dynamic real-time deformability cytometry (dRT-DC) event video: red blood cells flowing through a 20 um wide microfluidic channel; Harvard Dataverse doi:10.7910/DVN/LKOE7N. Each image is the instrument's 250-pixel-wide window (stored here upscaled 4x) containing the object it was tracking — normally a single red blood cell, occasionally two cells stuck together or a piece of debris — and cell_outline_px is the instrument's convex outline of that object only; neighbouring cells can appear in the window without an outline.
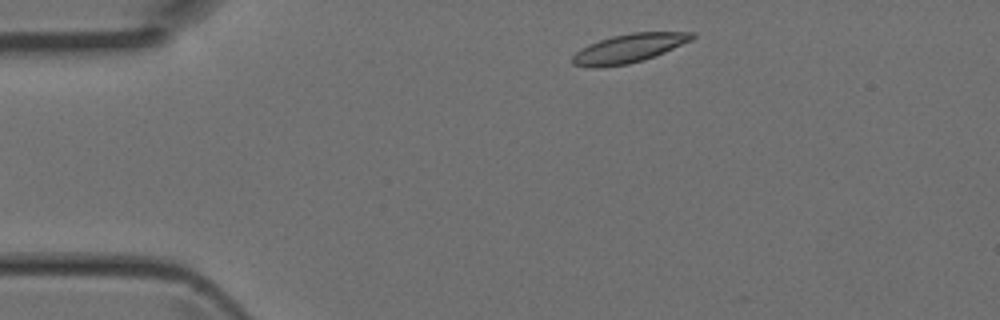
{"species": "Egyptian fruit bat (a non-hibernating species)", "species_latin": "Rousettus aegyptiacus", "temperature_condition": "room temperature", "stored_images_in_passage": 4, "segment_of_instrument_passage": [2, 2], "camera_frame_rate_fps": 3000, "um_per_image_px": 0.085, "animal": {"sex": "female"}, "frame": {"image": 1, "passage_image": 4, "time_ms": 1.0, "image_size_px": [1000, 320], "cell_outline_px": [[696, 36], [692, 40], [664, 52], [644, 60], [628, 64], [596, 68], [592, 68], [572, 64], [572, 56], [580, 48], [588, 44], [612, 36], [632, 32], [696, 32]], "centroid_in_image_um": [53.44, 4.11], "position_along_channel_um": 31.6, "area_um2": 20.11}}